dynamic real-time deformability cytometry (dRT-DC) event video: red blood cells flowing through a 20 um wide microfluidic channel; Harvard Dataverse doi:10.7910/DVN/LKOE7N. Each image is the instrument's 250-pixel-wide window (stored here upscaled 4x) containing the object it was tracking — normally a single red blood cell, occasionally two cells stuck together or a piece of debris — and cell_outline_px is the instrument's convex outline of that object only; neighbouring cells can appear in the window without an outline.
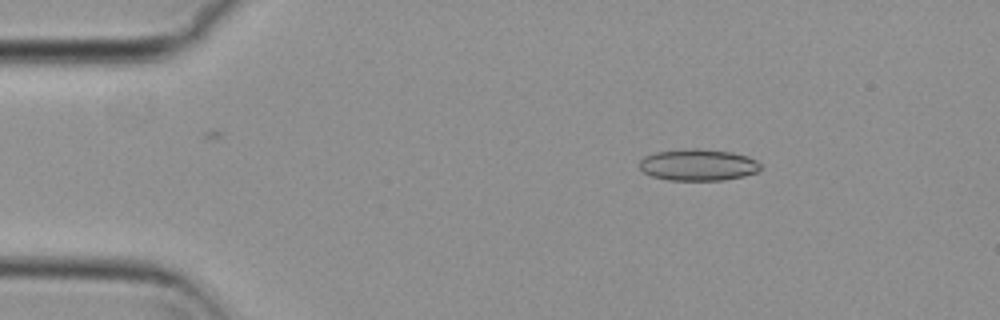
{"species": "common noctule bat (a hibernating species)", "species_latin": "Nyctalus noctula", "temperature_condition": "cold", "stored_images_in_passage": 54, "camera_frame_rate_fps": 3000, "um_per_image_px": 0.085, "animal": {"sex": "female", "body_mass_g": 29.2, "forearm_length_mm": 56.3}, "frame": {"image": 1, "passage_image": 8, "time_ms": 2.333, "image_size_px": [1000, 320], "cell_outline_px": [[760, 168], [756, 172], [744, 176], [724, 180], [668, 180], [652, 176], [644, 172], [640, 168], [640, 160], [644, 156], [656, 152], [684, 148], [700, 148], [732, 152], [748, 156], [756, 160], [760, 164]], "centroid_in_image_um": [59.33, 14.0], "position_along_channel_um": 25.7, "area_um2": 22.43}}
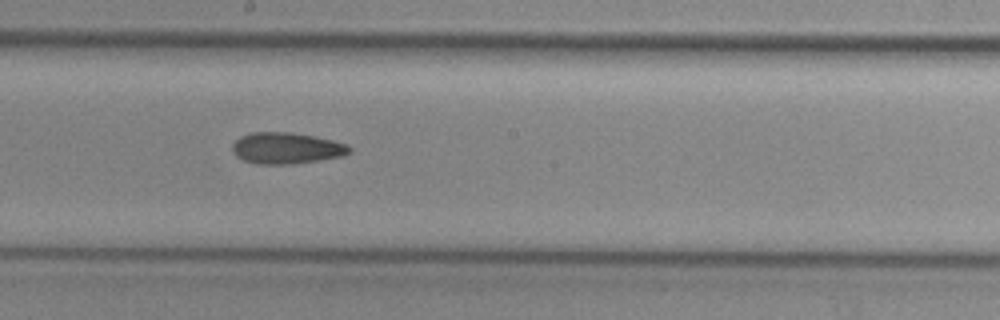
{"frame": {"image": 2, "passage_image": 29, "time_ms": 9.333, "image_size_px": [1000, 320], "cell_outline_px": [[352, 152], [344, 156], [320, 160], [292, 164], [256, 164], [244, 160], [236, 156], [232, 152], [232, 144], [240, 136], [252, 132], [292, 132], [332, 140], [348, 144], [352, 148]], "centroid_in_image_um": [24.36, 12.59], "position_along_channel_um": 223.8, "area_um2": 21.56}}
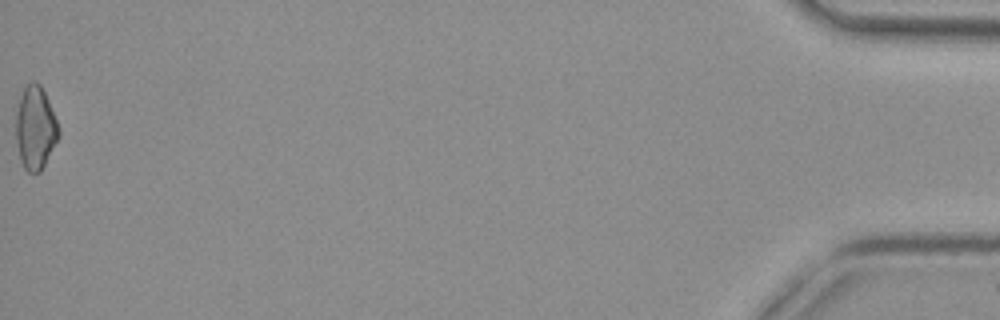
{"frame": {"image": 3, "passage_image": 54, "time_ms": 17.667, "image_size_px": [1000, 320], "cell_outline_px": [[60, 136], [40, 172], [28, 172], [24, 168], [20, 160], [16, 140], [16, 112], [20, 96], [24, 88], [32, 80], [40, 84], [44, 92], [56, 120], [60, 132]], "centroid_in_image_um": [2.99, 10.88], "position_along_channel_um": 432.2, "area_um2": 20.52}, "authors_computed_cell_mechanics": {"area_um2": 21.0103, "velocity_mm_per_s": 3.7891, "shape_relaxation_time_tau1_ms": null, "shape_relaxation_time_tau2_ms": 10.5895, "deformation_change_tau1": null, "deformation_change_tau2": 0.2057}}